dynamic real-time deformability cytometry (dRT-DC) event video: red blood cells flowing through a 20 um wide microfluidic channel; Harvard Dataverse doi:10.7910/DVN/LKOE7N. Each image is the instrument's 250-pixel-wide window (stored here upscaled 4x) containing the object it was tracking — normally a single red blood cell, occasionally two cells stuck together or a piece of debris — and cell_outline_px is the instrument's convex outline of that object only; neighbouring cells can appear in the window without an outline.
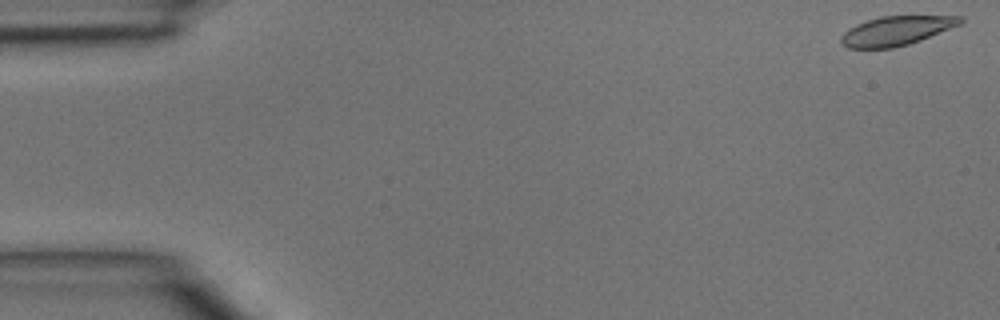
{"species": "common noctule bat (a hibernating species)", "species_latin": "Nyctalus noctula", "temperature_condition": "room temperature", "stored_images_in_passage": 46, "camera_frame_rate_fps": 3000, "um_per_image_px": 0.085, "animal": {"sex": "male", "body_mass_g": 15.6}, "frame": {"image": 1, "passage_image": 1, "time_ms": 0.0, "image_size_px": [1000, 320], "cell_outline_px": [[964, 20], [960, 24], [920, 40], [908, 44], [892, 48], [848, 48], [840, 44], [840, 36], [848, 28], [856, 24], [880, 16], [960, 16]], "centroid_in_image_um": [76.12, 2.62], "position_along_channel_um": 8.9, "area_um2": 20.17}}
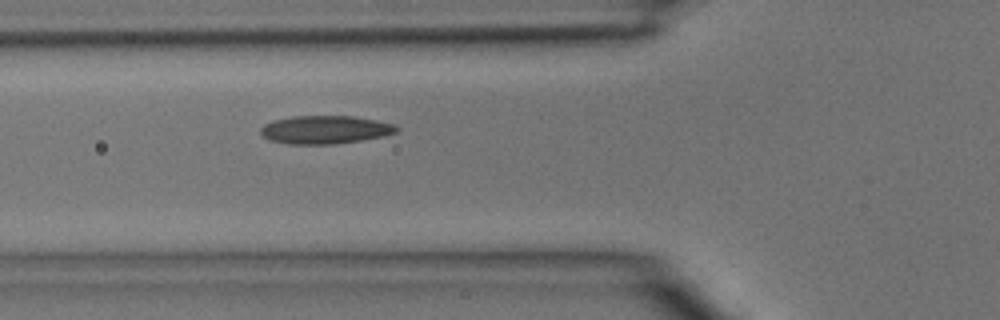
{"frame": {"image": 2, "passage_image": 16, "time_ms": 5.0, "image_size_px": [1000, 320], "cell_outline_px": [[400, 128], [396, 132], [384, 136], [360, 140], [332, 144], [288, 144], [268, 140], [260, 132], [260, 128], [264, 124], [272, 120], [292, 116], [352, 116], [376, 120], [396, 124]], "centroid_in_image_um": [27.62, 11.02], "position_along_channel_um": 98.2, "area_um2": 22.43}}
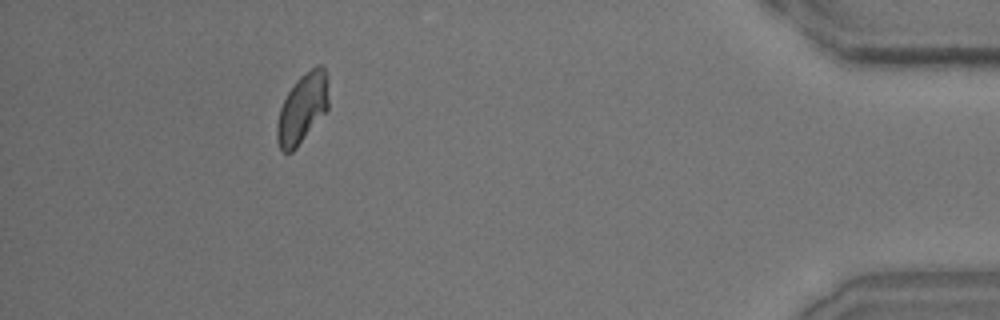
{"frame": {"image": 3, "passage_image": 41, "time_ms": 13.333, "image_size_px": [1000, 320], "cell_outline_px": [[328, 108], [296, 148], [292, 152], [280, 152], [276, 140], [276, 124], [280, 108], [288, 92], [296, 80], [300, 76], [316, 64], [320, 64], [324, 68], [328, 76]], "centroid_in_image_um": [25.69, 9.2], "position_along_channel_um": 409.5, "area_um2": 21.04}}